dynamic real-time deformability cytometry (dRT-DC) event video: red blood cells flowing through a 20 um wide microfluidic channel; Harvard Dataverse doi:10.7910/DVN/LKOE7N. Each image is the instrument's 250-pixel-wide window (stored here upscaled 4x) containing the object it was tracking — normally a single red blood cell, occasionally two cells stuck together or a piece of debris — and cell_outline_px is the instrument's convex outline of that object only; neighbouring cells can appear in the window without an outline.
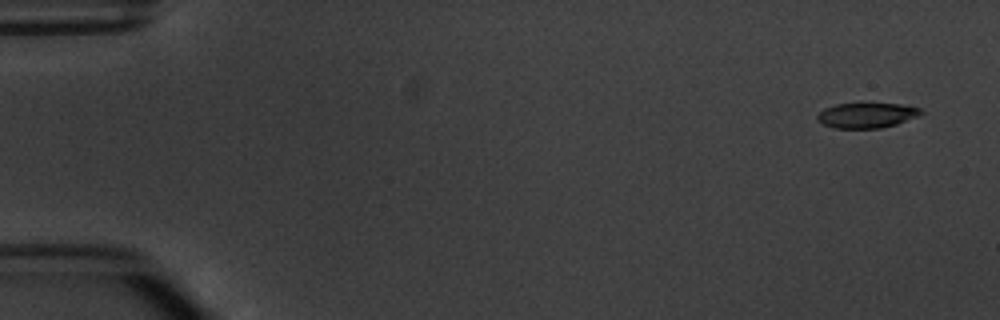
{"species": "common noctule bat (a hibernating species)", "species_latin": "Nyctalus noctula", "temperature_condition": "warm", "stored_images_in_passage": 5, "camera_frame_rate_fps": 3000, "um_per_image_px": 0.085, "animal": {"sex": "male", "body_mass_g": 20.1, "forearm_length_mm": 53.5}, "frame": {"image": 1, "passage_image": 1, "time_ms": 0.0, "image_size_px": [1000, 320], "cell_outline_px": [[924, 112], [916, 116], [896, 124], [880, 128], [836, 128], [824, 124], [816, 116], [824, 108], [836, 104], [860, 100], [864, 100], [900, 104], [920, 108]], "centroid_in_image_um": [73.66, 9.73], "position_along_channel_um": 11.3, "area_um2": 15.78}}
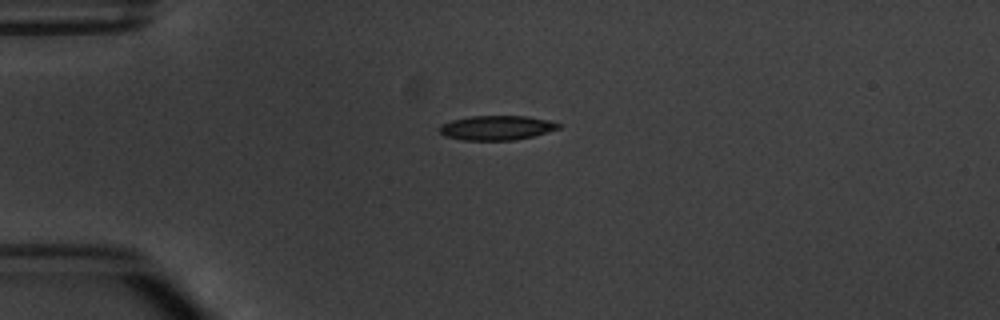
{"frame": {"image": 2, "passage_image": 4, "time_ms": 3.667, "image_size_px": [1000, 320], "cell_outline_px": [[564, 124], [560, 128], [532, 136], [516, 140], [464, 140], [444, 136], [440, 132], [440, 128], [444, 124], [452, 120], [472, 116], [528, 116], [548, 120]], "centroid_in_image_um": [42.27, 10.86], "position_along_channel_um": 42.7, "area_um2": 16.88}}